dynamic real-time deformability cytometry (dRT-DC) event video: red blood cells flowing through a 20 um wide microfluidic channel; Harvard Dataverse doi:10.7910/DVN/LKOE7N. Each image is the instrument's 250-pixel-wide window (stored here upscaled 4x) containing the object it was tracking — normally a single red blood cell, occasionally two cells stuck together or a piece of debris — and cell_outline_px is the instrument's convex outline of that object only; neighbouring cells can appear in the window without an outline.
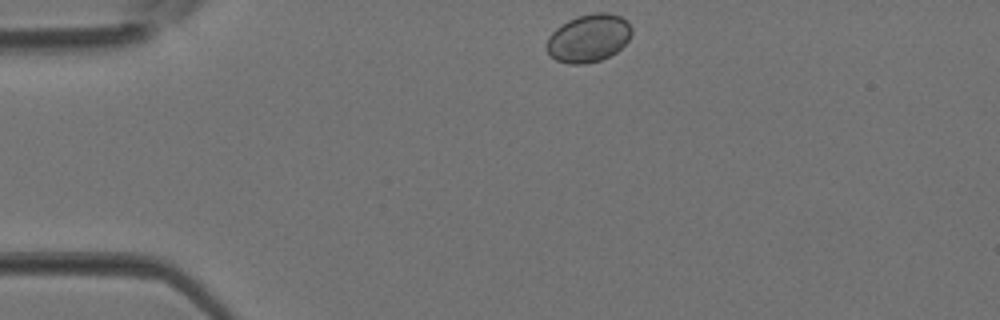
{"species": "Egyptian fruit bat (a non-hibernating species)", "species_latin": "Rousettus aegyptiacus", "temperature_condition": "room temperature", "stored_images_in_passage": 2, "camera_frame_rate_fps": 3000, "um_per_image_px": 0.085, "animal": {"sex": "female"}, "frame": {"image": 1, "passage_image": 1, "time_ms": 0.0, "image_size_px": [1000, 320], "cell_outline_px": [[632, 32], [628, 40], [616, 52], [600, 60], [584, 64], [572, 64], [556, 60], [548, 52], [548, 36], [560, 24], [576, 16], [592, 12], [608, 12], [620, 16], [628, 20], [632, 28]], "centroid_in_image_um": [50.05, 3.21], "position_along_channel_um": 34.9, "area_um2": 23.76}}